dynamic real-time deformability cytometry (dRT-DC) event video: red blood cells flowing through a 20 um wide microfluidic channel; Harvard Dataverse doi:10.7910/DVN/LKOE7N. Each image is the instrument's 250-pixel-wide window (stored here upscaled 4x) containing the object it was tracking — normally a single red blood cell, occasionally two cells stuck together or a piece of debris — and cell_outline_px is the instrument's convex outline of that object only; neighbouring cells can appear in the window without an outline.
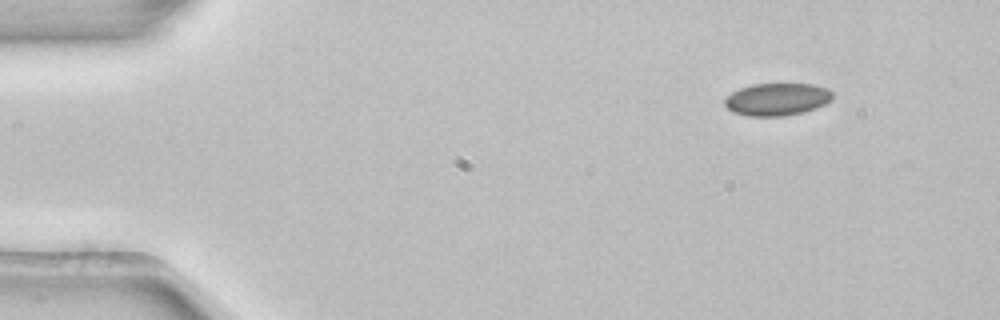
{"species": "common noctule bat (a hibernating species)", "species_latin": "Nyctalus noctula", "temperature_condition": "room temperature", "stored_images_in_passage": 4, "segment_of_instrument_passage": [2, 2], "camera_frame_rate_fps": 3000, "um_per_image_px": 0.085, "animal": {"sex": "female", "body_mass_g": 22.7, "forearm_length_mm": 54.2}, "frame": {"image": 1, "passage_image": 4, "time_ms": 1.0, "image_size_px": [1000, 320], "cell_outline_px": [[832, 100], [816, 108], [804, 112], [784, 116], [748, 116], [732, 112], [724, 104], [724, 100], [732, 92], [740, 88], [752, 84], [812, 84], [828, 88], [832, 92]], "centroid_in_image_um": [66.05, 8.44], "position_along_channel_um": 18.9, "area_um2": 20.46}}